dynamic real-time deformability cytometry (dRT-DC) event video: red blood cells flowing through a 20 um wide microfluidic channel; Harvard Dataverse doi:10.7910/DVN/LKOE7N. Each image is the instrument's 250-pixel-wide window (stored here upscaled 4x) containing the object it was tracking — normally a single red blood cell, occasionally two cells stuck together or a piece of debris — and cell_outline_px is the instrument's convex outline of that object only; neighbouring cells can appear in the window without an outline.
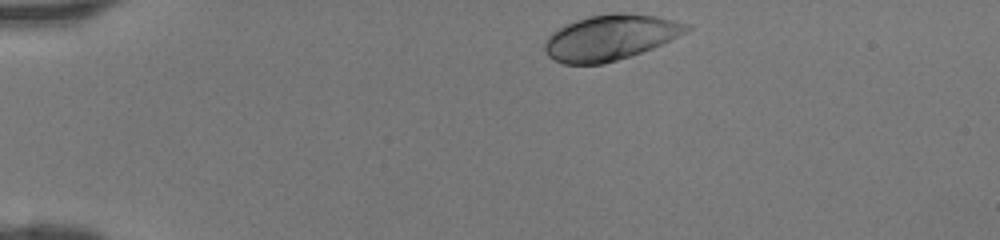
{"species": "human", "species_latin": "Homo sapiens", "temperature_condition": "room temperature", "stored_images_in_passage": 33, "camera_frame_rate_fps": 3000, "um_per_image_px": 0.085, "donor": {"sex": "female"}, "frame": {"image": 1, "passage_image": 1, "time_ms": 0.0, "image_size_px": [1000, 240], "cell_outline_px": [[692, 28], [688, 32], [652, 48], [604, 64], [564, 64], [548, 56], [544, 52], [544, 44], [548, 36], [552, 32], [564, 24], [588, 16], [612, 12], [624, 12], [656, 16], [692, 24]], "centroid_in_image_um": [51.88, 3.17], "position_along_channel_um": 33.1, "area_um2": 37.74}}
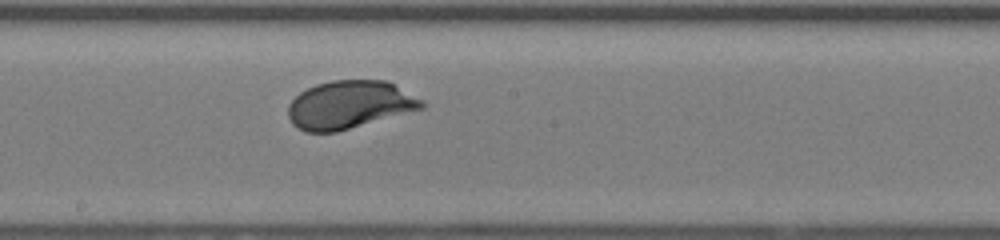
{"frame": {"image": 2, "passage_image": 18, "time_ms": 5.667, "image_size_px": [1000, 240], "cell_outline_px": [[424, 108], [336, 132], [304, 132], [292, 124], [288, 116], [288, 104], [300, 92], [316, 84], [332, 80], [384, 80], [424, 100]], "centroid_in_image_um": [29.67, 8.91], "position_along_channel_um": 218.5, "area_um2": 37.17}}
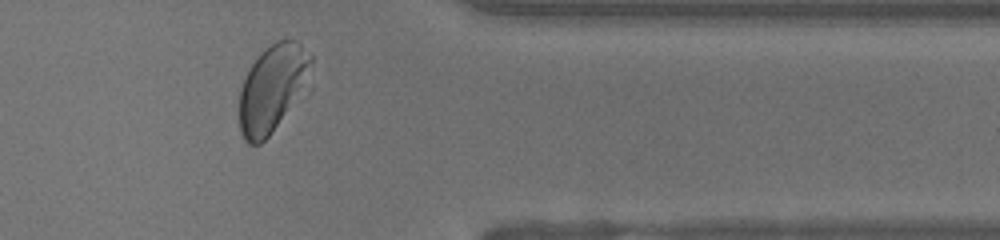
{"frame": {"image": 3, "passage_image": 30, "time_ms": 9.667, "image_size_px": [1000, 240], "cell_outline_px": [[312, 60], [284, 112], [268, 136], [260, 144], [248, 144], [244, 140], [240, 132], [240, 88], [252, 64], [260, 52], [264, 48], [276, 40], [296, 40], [312, 56]], "centroid_in_image_um": [23.01, 7.46], "position_along_channel_um": 388.4, "area_um2": 33.81}}